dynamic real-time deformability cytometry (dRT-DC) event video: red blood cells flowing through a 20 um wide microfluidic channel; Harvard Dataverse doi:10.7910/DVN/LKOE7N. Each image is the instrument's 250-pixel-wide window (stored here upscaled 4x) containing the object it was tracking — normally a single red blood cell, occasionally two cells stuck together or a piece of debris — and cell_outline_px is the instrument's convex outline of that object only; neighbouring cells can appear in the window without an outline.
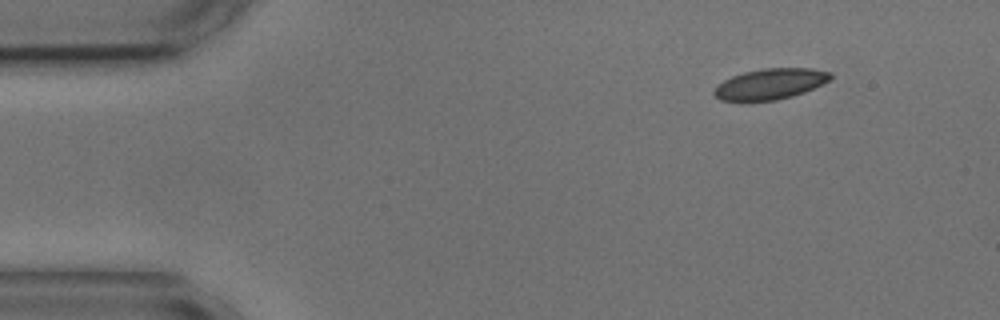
{"species": "common noctule bat (a hibernating species)", "species_latin": "Nyctalus noctula", "temperature_condition": "cold", "stored_images_in_passage": 6, "segment_of_instrument_passage": [2, 2], "camera_frame_rate_fps": 3000, "um_per_image_px": 0.085, "animal": {"sex": "male", "body_mass_g": 17.9, "forearm_length_mm": 54.2}, "frame": {"image": 1, "passage_image": 6, "time_ms": 6.0, "image_size_px": [1000, 320], "cell_outline_px": [[832, 76], [828, 80], [804, 92], [792, 96], [776, 100], [720, 100], [712, 92], [724, 80], [732, 76], [744, 72], [764, 68], [812, 68], [832, 72]], "centroid_in_image_um": [65.49, 7.12], "position_along_channel_um": 19.5, "area_um2": 20.46}}